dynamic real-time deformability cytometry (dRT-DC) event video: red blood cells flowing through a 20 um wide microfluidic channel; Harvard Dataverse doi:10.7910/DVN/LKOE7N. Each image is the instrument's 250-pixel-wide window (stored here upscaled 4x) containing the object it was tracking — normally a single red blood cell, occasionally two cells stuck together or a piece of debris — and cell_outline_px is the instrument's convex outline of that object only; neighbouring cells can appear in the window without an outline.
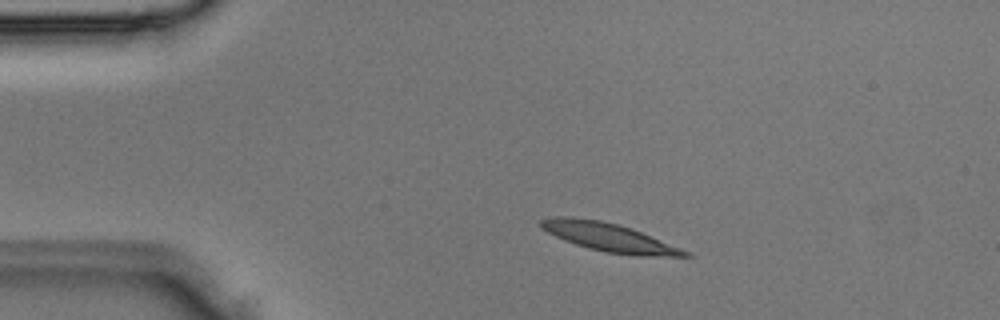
{"species": "Egyptian fruit bat (a non-hibernating species)", "species_latin": "Rousettus aegyptiacus", "temperature_condition": "room temperature", "stored_images_in_passage": 2, "camera_frame_rate_fps": 3000, "um_per_image_px": 0.085, "animal": {"sex": "male"}, "frame": {"image": 1, "passage_image": 1, "time_ms": 0.0, "image_size_px": [1000, 320], "cell_outline_px": [[692, 256], [640, 256], [604, 252], [588, 248], [564, 240], [540, 228], [540, 220], [556, 216], [568, 216], [600, 220], [616, 224], [640, 232], [692, 252]], "centroid_in_image_um": [51.76, 20.18], "position_along_channel_um": 33.2, "area_um2": 23.58}}